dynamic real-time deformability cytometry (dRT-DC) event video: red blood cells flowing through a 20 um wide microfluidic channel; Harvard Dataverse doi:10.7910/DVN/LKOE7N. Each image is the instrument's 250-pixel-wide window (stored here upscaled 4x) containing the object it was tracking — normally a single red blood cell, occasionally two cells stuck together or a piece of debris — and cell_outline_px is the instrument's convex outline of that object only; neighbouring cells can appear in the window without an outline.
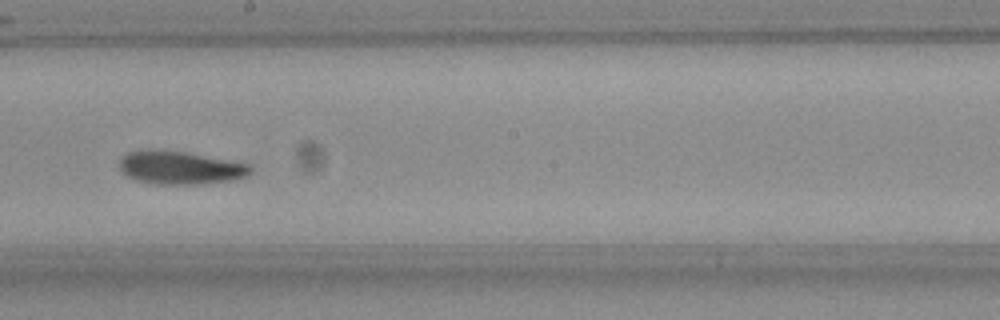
{"species": "Egyptian fruit bat (a non-hibernating species)", "species_latin": "Rousettus aegyptiacus", "temperature_condition": "room temperature", "stored_images_in_passage": 9, "camera_frame_rate_fps": 3000, "um_per_image_px": 0.085, "frame": {"image": 1, "passage_image": 8, "time_ms": 2.333, "image_size_px": [1000, 320], "cell_outline_px": [[252, 172], [248, 176], [232, 180], [200, 184], [152, 184], [136, 180], [128, 176], [120, 168], [120, 160], [128, 152], [148, 148], [152, 148], [184, 152], [248, 164], [252, 168]], "centroid_in_image_um": [15.3, 14.25], "position_along_channel_um": 232.9, "area_um2": 25.26}}
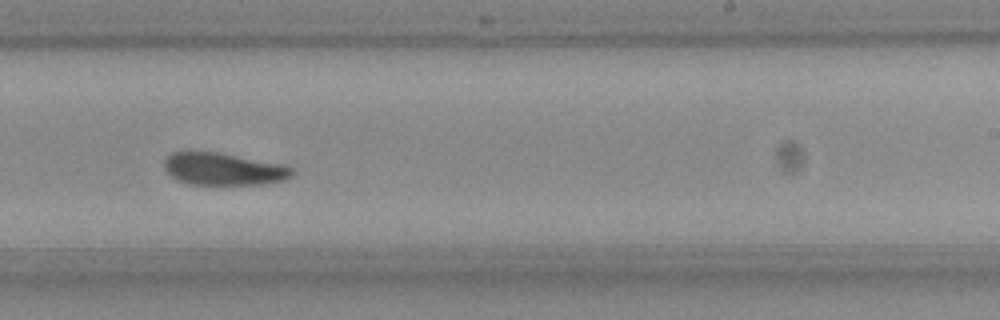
{"frame": {"image": 2, "passage_image": 9, "time_ms": 2.667, "image_size_px": [1000, 320], "cell_outline_px": [[296, 172], [288, 180], [260, 184], [188, 184], [176, 180], [164, 168], [164, 160], [172, 152], [216, 152], [284, 164], [292, 168]], "centroid_in_image_um": [19.04, 14.37], "position_along_channel_um": 270.0, "area_um2": 24.1}}